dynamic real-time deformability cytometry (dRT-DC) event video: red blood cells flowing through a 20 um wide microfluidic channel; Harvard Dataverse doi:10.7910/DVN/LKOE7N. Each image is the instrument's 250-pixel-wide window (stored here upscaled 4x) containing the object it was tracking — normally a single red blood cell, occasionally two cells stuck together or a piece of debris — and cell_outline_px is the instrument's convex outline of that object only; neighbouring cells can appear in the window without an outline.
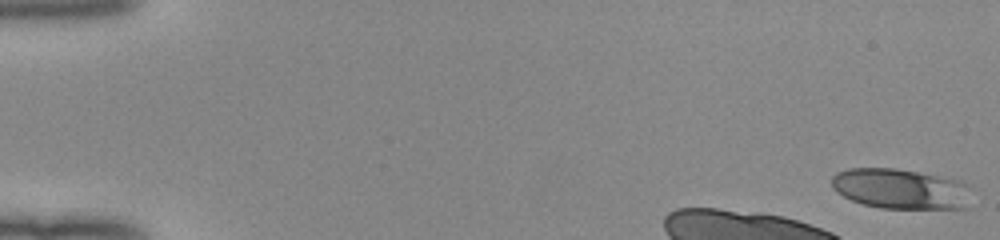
{"species": "human", "species_latin": "Homo sapiens", "temperature_condition": "room temperature", "stored_images_in_passage": 10, "camera_frame_rate_fps": 3000, "um_per_image_px": 0.085, "donor": {"sex": "female"}, "frame": {"image": 1, "passage_image": 1, "time_ms": 0.0, "image_size_px": [1000, 240], "cell_outline_px": [[968, 208], [880, 208], [864, 204], [852, 200], [844, 196], [832, 188], [832, 176], [836, 172], [848, 168], [896, 168], [960, 180], [968, 184]], "centroid_in_image_um": [76.52, 16.04], "position_along_channel_um": 8.5, "area_um2": 32.66}}